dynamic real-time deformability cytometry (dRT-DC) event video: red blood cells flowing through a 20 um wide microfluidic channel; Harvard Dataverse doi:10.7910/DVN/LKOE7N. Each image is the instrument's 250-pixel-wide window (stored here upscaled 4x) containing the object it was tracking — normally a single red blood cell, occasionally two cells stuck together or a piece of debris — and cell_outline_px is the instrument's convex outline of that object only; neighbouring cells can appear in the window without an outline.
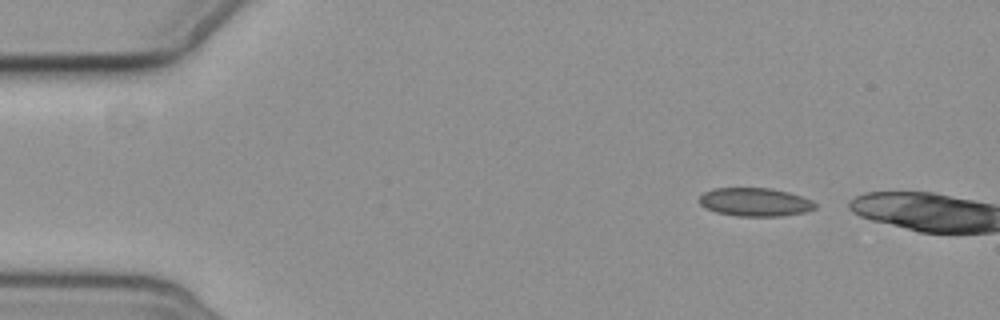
{"species": "common noctule bat (a hibernating species)", "species_latin": "Nyctalus noctula", "temperature_condition": "cold", "stored_images_in_passage": 2, "camera_frame_rate_fps": 3000, "um_per_image_px": 0.085, "animal": {"sex": "female", "body_mass_g": 19.3, "forearm_length_mm": 54.1}, "frame": {"image": 1, "passage_image": 1, "time_ms": 0.0, "image_size_px": [1000, 320], "cell_outline_px": [[816, 208], [804, 212], [780, 216], [736, 216], [716, 212], [700, 204], [700, 196], [704, 192], [712, 188], [768, 188], [788, 192], [812, 200], [816, 204]], "centroid_in_image_um": [64.17, 17.17], "position_along_channel_um": 20.8, "area_um2": 19.02}}